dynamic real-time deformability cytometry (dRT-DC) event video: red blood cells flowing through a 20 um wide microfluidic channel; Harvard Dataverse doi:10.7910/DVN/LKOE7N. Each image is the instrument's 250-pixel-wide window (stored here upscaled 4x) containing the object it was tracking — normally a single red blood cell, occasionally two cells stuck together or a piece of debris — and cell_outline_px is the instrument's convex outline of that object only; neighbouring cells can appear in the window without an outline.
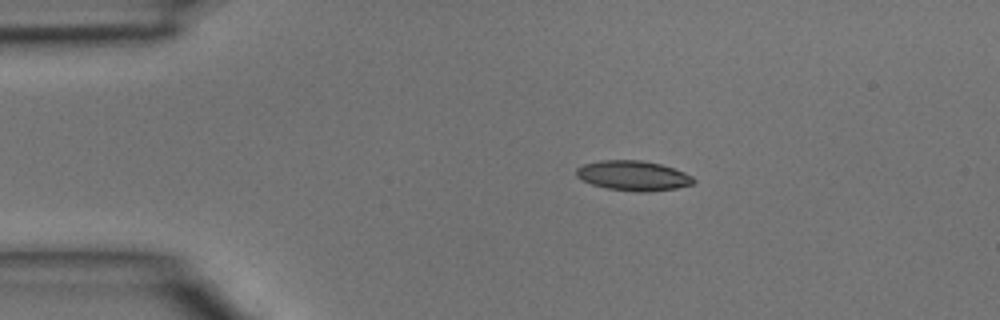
{"species": "common noctule bat (a hibernating species)", "species_latin": "Nyctalus noctula", "temperature_condition": "room temperature", "stored_images_in_passage": 2, "camera_frame_rate_fps": 3000, "um_per_image_px": 0.085, "animal": {"sex": "male", "body_mass_g": 15.6}, "frame": {"image": 1, "passage_image": 1, "time_ms": 0.0, "image_size_px": [1000, 320], "cell_outline_px": [[696, 180], [692, 184], [676, 188], [648, 192], [636, 192], [608, 188], [592, 184], [576, 176], [576, 168], [584, 164], [600, 160], [640, 160], [660, 164], [684, 172], [692, 176]], "centroid_in_image_um": [53.82, 14.93], "position_along_channel_um": 31.2, "area_um2": 20.29}}